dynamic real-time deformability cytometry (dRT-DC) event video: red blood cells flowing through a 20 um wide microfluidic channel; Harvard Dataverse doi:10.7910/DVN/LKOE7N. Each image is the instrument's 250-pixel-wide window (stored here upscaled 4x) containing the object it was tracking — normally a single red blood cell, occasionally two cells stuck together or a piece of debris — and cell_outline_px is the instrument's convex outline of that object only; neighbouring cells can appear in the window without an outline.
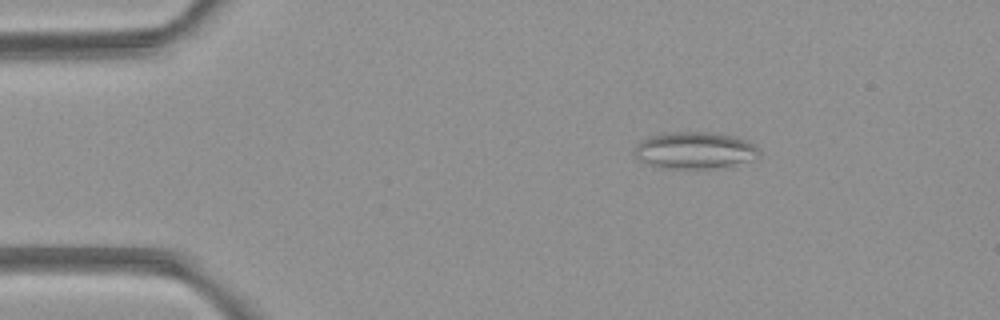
{"species": "common noctule bat (a hibernating species)", "species_latin": "Nyctalus noctula", "temperature_condition": "room temperature", "stored_images_in_passage": 4, "camera_frame_rate_fps": 3000, "um_per_image_px": 0.085, "animal": {"sex": "female", "body_mass_g": 21.9}, "frame": {"image": 1, "passage_image": 2, "time_ms": 1.333, "image_size_px": [1000, 320], "cell_outline_px": [[760, 152], [756, 160], [732, 168], [660, 168], [648, 164], [640, 160], [632, 152], [636, 144], [652, 136], [664, 132], [708, 132], [736, 136], [756, 144], [760, 148]], "centroid_in_image_um": [59.15, 12.8], "position_along_channel_um": 25.8, "area_um2": 27.51}}